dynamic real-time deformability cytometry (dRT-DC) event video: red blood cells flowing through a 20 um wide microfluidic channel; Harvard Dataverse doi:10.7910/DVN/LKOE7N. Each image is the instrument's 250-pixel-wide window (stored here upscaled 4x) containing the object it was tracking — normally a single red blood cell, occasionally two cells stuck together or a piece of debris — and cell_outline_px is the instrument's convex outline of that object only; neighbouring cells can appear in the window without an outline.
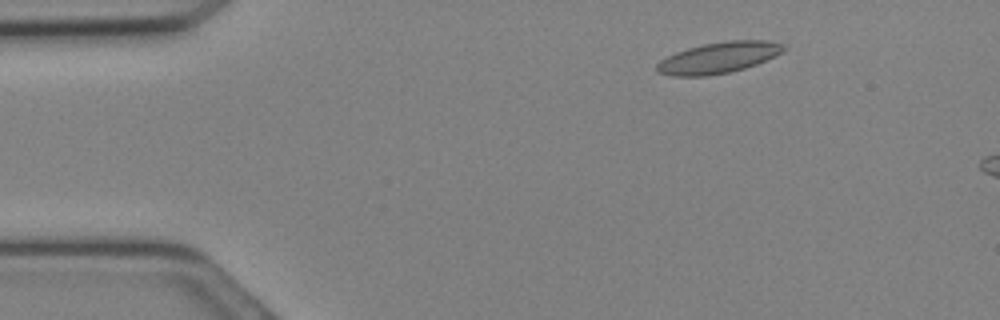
{"species": "Egyptian fruit bat (a non-hibernating species)", "species_latin": "Rousettus aegyptiacus", "temperature_condition": "cold", "stored_images_in_passage": 27, "camera_frame_rate_fps": 3000, "um_per_image_px": 0.085, "animal": {"sex": "female"}, "frame": {"image": 1, "passage_image": 1, "time_ms": 0.0, "image_size_px": [1000, 320], "cell_outline_px": [[788, 48], [756, 64], [744, 68], [728, 72], [704, 76], [672, 76], [656, 72], [656, 64], [660, 60], [676, 52], [688, 48], [704, 44], [728, 40], [764, 40], [784, 44]], "centroid_in_image_um": [61.04, 4.9], "position_along_channel_um": 24.0, "area_um2": 22.72}}
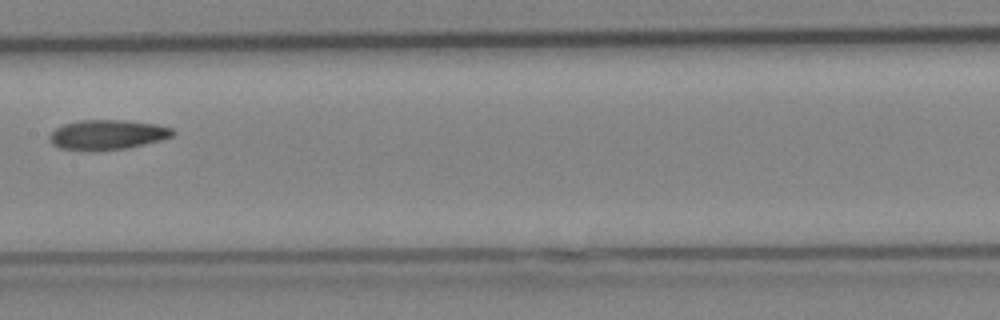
{"frame": {"image": 2, "passage_image": 12, "time_ms": 3.667, "image_size_px": [1000, 320], "cell_outline_px": [[176, 132], [172, 136], [160, 140], [144, 144], [124, 148], [96, 152], [88, 152], [60, 148], [52, 144], [48, 136], [56, 128], [64, 124], [80, 120], [124, 120], [156, 124], [172, 128]], "centroid_in_image_um": [9.1, 11.46], "position_along_channel_um": 198.3, "area_um2": 21.62}}
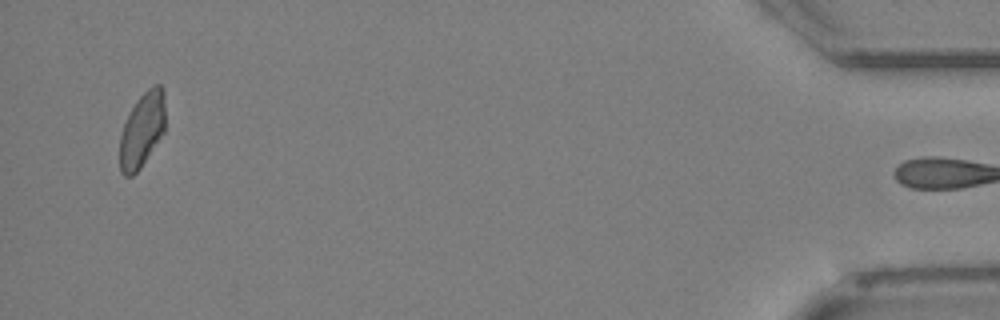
{"frame": {"image": 3, "passage_image": 26, "time_ms": 8.333, "image_size_px": [1000, 320], "cell_outline_px": [[164, 132], [140, 168], [132, 176], [124, 176], [120, 172], [120, 136], [128, 112], [136, 100], [148, 88], [156, 84], [160, 84], [164, 92]], "centroid_in_image_um": [12.06, 11.03], "position_along_channel_um": 423.1, "area_um2": 19.77}}